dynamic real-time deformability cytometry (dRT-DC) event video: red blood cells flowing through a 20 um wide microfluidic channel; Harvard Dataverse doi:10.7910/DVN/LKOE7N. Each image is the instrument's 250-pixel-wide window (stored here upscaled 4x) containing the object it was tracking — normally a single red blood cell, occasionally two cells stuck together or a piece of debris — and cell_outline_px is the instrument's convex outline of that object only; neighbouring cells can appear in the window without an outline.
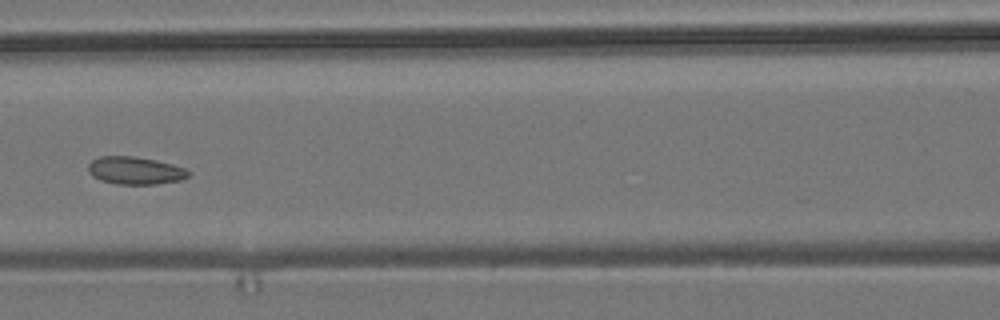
{"species": "common noctule bat (a hibernating species)", "species_latin": "Nyctalus noctula", "temperature_condition": "room temperature", "stored_images_in_passage": 4, "camera_frame_rate_fps": 3000, "um_per_image_px": 0.085, "animal": {"sex": "male", "body_mass_g": 19.2, "forearm_length_mm": 51.8}, "frame": {"image": 1, "passage_image": 4, "time_ms": 3.333, "image_size_px": [1000, 320], "cell_outline_px": [[192, 172], [188, 176], [180, 180], [156, 184], [116, 184], [100, 180], [92, 176], [88, 172], [88, 164], [92, 160], [100, 156], [132, 156], [156, 160], [172, 164], [184, 168]], "centroid_in_image_um": [11.47, 14.5], "position_along_channel_um": 155.1, "area_um2": 16.18}}